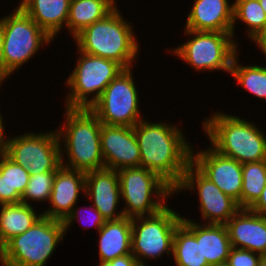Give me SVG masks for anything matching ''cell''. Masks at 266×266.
<instances>
[{
    "instance_id": "d4e9b609",
    "label": "cell",
    "mask_w": 266,
    "mask_h": 266,
    "mask_svg": "<svg viewBox=\"0 0 266 266\" xmlns=\"http://www.w3.org/2000/svg\"><path fill=\"white\" fill-rule=\"evenodd\" d=\"M31 174L0 152V205L21 202Z\"/></svg>"
},
{
    "instance_id": "4dcf8cb0",
    "label": "cell",
    "mask_w": 266,
    "mask_h": 266,
    "mask_svg": "<svg viewBox=\"0 0 266 266\" xmlns=\"http://www.w3.org/2000/svg\"><path fill=\"white\" fill-rule=\"evenodd\" d=\"M263 256L250 250L232 247L227 258L229 266H258Z\"/></svg>"
},
{
    "instance_id": "ba28073f",
    "label": "cell",
    "mask_w": 266,
    "mask_h": 266,
    "mask_svg": "<svg viewBox=\"0 0 266 266\" xmlns=\"http://www.w3.org/2000/svg\"><path fill=\"white\" fill-rule=\"evenodd\" d=\"M77 52L80 55L79 59L66 81L69 91L65 108L88 109L100 98L107 85L124 68L111 59L83 53L79 50ZM92 93L95 95L88 98Z\"/></svg>"
},
{
    "instance_id": "5b68a950",
    "label": "cell",
    "mask_w": 266,
    "mask_h": 266,
    "mask_svg": "<svg viewBox=\"0 0 266 266\" xmlns=\"http://www.w3.org/2000/svg\"><path fill=\"white\" fill-rule=\"evenodd\" d=\"M66 235L63 221L42 216L0 249L2 266H45Z\"/></svg>"
},
{
    "instance_id": "6da1fadb",
    "label": "cell",
    "mask_w": 266,
    "mask_h": 266,
    "mask_svg": "<svg viewBox=\"0 0 266 266\" xmlns=\"http://www.w3.org/2000/svg\"><path fill=\"white\" fill-rule=\"evenodd\" d=\"M177 127L144 119L133 127L140 149V167L157 173L174 190L191 163L192 151L190 142Z\"/></svg>"
},
{
    "instance_id": "484cf974",
    "label": "cell",
    "mask_w": 266,
    "mask_h": 266,
    "mask_svg": "<svg viewBox=\"0 0 266 266\" xmlns=\"http://www.w3.org/2000/svg\"><path fill=\"white\" fill-rule=\"evenodd\" d=\"M232 248L226 225L201 224V250L209 266L227 262Z\"/></svg>"
},
{
    "instance_id": "ffe728a7",
    "label": "cell",
    "mask_w": 266,
    "mask_h": 266,
    "mask_svg": "<svg viewBox=\"0 0 266 266\" xmlns=\"http://www.w3.org/2000/svg\"><path fill=\"white\" fill-rule=\"evenodd\" d=\"M172 255L176 266H209L201 250V222L182 216L176 228Z\"/></svg>"
},
{
    "instance_id": "44dd1931",
    "label": "cell",
    "mask_w": 266,
    "mask_h": 266,
    "mask_svg": "<svg viewBox=\"0 0 266 266\" xmlns=\"http://www.w3.org/2000/svg\"><path fill=\"white\" fill-rule=\"evenodd\" d=\"M19 7L52 39L66 26L70 0H21Z\"/></svg>"
},
{
    "instance_id": "8d00e7d4",
    "label": "cell",
    "mask_w": 266,
    "mask_h": 266,
    "mask_svg": "<svg viewBox=\"0 0 266 266\" xmlns=\"http://www.w3.org/2000/svg\"><path fill=\"white\" fill-rule=\"evenodd\" d=\"M3 115H1V112H0V152H4L5 151V147H6V144H7V141H8V138L6 136H4L5 132H4V122H3ZM6 137V138H5Z\"/></svg>"
},
{
    "instance_id": "f1b7e54d",
    "label": "cell",
    "mask_w": 266,
    "mask_h": 266,
    "mask_svg": "<svg viewBox=\"0 0 266 266\" xmlns=\"http://www.w3.org/2000/svg\"><path fill=\"white\" fill-rule=\"evenodd\" d=\"M237 54L234 56L230 73L235 80L259 99H266V67L258 65H241Z\"/></svg>"
},
{
    "instance_id": "603a6c76",
    "label": "cell",
    "mask_w": 266,
    "mask_h": 266,
    "mask_svg": "<svg viewBox=\"0 0 266 266\" xmlns=\"http://www.w3.org/2000/svg\"><path fill=\"white\" fill-rule=\"evenodd\" d=\"M25 203L0 205V249L13 237L26 232L43 215Z\"/></svg>"
},
{
    "instance_id": "3957f363",
    "label": "cell",
    "mask_w": 266,
    "mask_h": 266,
    "mask_svg": "<svg viewBox=\"0 0 266 266\" xmlns=\"http://www.w3.org/2000/svg\"><path fill=\"white\" fill-rule=\"evenodd\" d=\"M202 128L219 154L245 164L266 160V136L253 122L214 112Z\"/></svg>"
},
{
    "instance_id": "ac0fdd59",
    "label": "cell",
    "mask_w": 266,
    "mask_h": 266,
    "mask_svg": "<svg viewBox=\"0 0 266 266\" xmlns=\"http://www.w3.org/2000/svg\"><path fill=\"white\" fill-rule=\"evenodd\" d=\"M225 225L232 247L266 256V216L240 209Z\"/></svg>"
},
{
    "instance_id": "9c48e42d",
    "label": "cell",
    "mask_w": 266,
    "mask_h": 266,
    "mask_svg": "<svg viewBox=\"0 0 266 266\" xmlns=\"http://www.w3.org/2000/svg\"><path fill=\"white\" fill-rule=\"evenodd\" d=\"M184 34L191 38L172 49L175 56L196 71L224 70L230 74L233 58L238 54V43L233 40L232 32L184 29Z\"/></svg>"
},
{
    "instance_id": "ab89813d",
    "label": "cell",
    "mask_w": 266,
    "mask_h": 266,
    "mask_svg": "<svg viewBox=\"0 0 266 266\" xmlns=\"http://www.w3.org/2000/svg\"><path fill=\"white\" fill-rule=\"evenodd\" d=\"M212 266H229V264L227 262H223V263H218V264L212 265Z\"/></svg>"
},
{
    "instance_id": "836d02e7",
    "label": "cell",
    "mask_w": 266,
    "mask_h": 266,
    "mask_svg": "<svg viewBox=\"0 0 266 266\" xmlns=\"http://www.w3.org/2000/svg\"><path fill=\"white\" fill-rule=\"evenodd\" d=\"M3 43H4V38H3V31L2 27L0 25V84H3L4 80L10 77L12 73L7 69L4 56H3Z\"/></svg>"
},
{
    "instance_id": "5bb4252c",
    "label": "cell",
    "mask_w": 266,
    "mask_h": 266,
    "mask_svg": "<svg viewBox=\"0 0 266 266\" xmlns=\"http://www.w3.org/2000/svg\"><path fill=\"white\" fill-rule=\"evenodd\" d=\"M194 152L192 148L191 163L241 208L242 163L219 154L211 146Z\"/></svg>"
},
{
    "instance_id": "d590c367",
    "label": "cell",
    "mask_w": 266,
    "mask_h": 266,
    "mask_svg": "<svg viewBox=\"0 0 266 266\" xmlns=\"http://www.w3.org/2000/svg\"><path fill=\"white\" fill-rule=\"evenodd\" d=\"M253 42L258 45V48H260L266 56V25Z\"/></svg>"
},
{
    "instance_id": "83f0119b",
    "label": "cell",
    "mask_w": 266,
    "mask_h": 266,
    "mask_svg": "<svg viewBox=\"0 0 266 266\" xmlns=\"http://www.w3.org/2000/svg\"><path fill=\"white\" fill-rule=\"evenodd\" d=\"M233 9V30L232 36L234 38V29L236 20L245 23L248 27L246 36L250 40H254L258 34L264 29L266 25V13L261 7L258 0H234Z\"/></svg>"
},
{
    "instance_id": "7402d4cb",
    "label": "cell",
    "mask_w": 266,
    "mask_h": 266,
    "mask_svg": "<svg viewBox=\"0 0 266 266\" xmlns=\"http://www.w3.org/2000/svg\"><path fill=\"white\" fill-rule=\"evenodd\" d=\"M99 260L112 261L131 253V218L106 221L98 231Z\"/></svg>"
},
{
    "instance_id": "e0dca14e",
    "label": "cell",
    "mask_w": 266,
    "mask_h": 266,
    "mask_svg": "<svg viewBox=\"0 0 266 266\" xmlns=\"http://www.w3.org/2000/svg\"><path fill=\"white\" fill-rule=\"evenodd\" d=\"M86 172L61 166L55 174L50 194V206L42 215L64 221L76 205L80 192H85Z\"/></svg>"
},
{
    "instance_id": "d6986e66",
    "label": "cell",
    "mask_w": 266,
    "mask_h": 266,
    "mask_svg": "<svg viewBox=\"0 0 266 266\" xmlns=\"http://www.w3.org/2000/svg\"><path fill=\"white\" fill-rule=\"evenodd\" d=\"M184 29L232 32L234 4L229 0H194Z\"/></svg>"
},
{
    "instance_id": "f35d334b",
    "label": "cell",
    "mask_w": 266,
    "mask_h": 266,
    "mask_svg": "<svg viewBox=\"0 0 266 266\" xmlns=\"http://www.w3.org/2000/svg\"><path fill=\"white\" fill-rule=\"evenodd\" d=\"M261 7L263 8V10L265 11L266 13V0H258Z\"/></svg>"
},
{
    "instance_id": "9a60e30c",
    "label": "cell",
    "mask_w": 266,
    "mask_h": 266,
    "mask_svg": "<svg viewBox=\"0 0 266 266\" xmlns=\"http://www.w3.org/2000/svg\"><path fill=\"white\" fill-rule=\"evenodd\" d=\"M100 144L105 168L118 171L140 167V149L133 127L102 124Z\"/></svg>"
},
{
    "instance_id": "7c38bea8",
    "label": "cell",
    "mask_w": 266,
    "mask_h": 266,
    "mask_svg": "<svg viewBox=\"0 0 266 266\" xmlns=\"http://www.w3.org/2000/svg\"><path fill=\"white\" fill-rule=\"evenodd\" d=\"M56 130L8 137L4 153L31 175L56 172L62 166L61 147Z\"/></svg>"
},
{
    "instance_id": "e575fe53",
    "label": "cell",
    "mask_w": 266,
    "mask_h": 266,
    "mask_svg": "<svg viewBox=\"0 0 266 266\" xmlns=\"http://www.w3.org/2000/svg\"><path fill=\"white\" fill-rule=\"evenodd\" d=\"M250 211L266 216V185L258 200L249 208Z\"/></svg>"
},
{
    "instance_id": "cb8c5ba5",
    "label": "cell",
    "mask_w": 266,
    "mask_h": 266,
    "mask_svg": "<svg viewBox=\"0 0 266 266\" xmlns=\"http://www.w3.org/2000/svg\"><path fill=\"white\" fill-rule=\"evenodd\" d=\"M116 0H70L66 27L74 38L83 29L104 19L116 7Z\"/></svg>"
},
{
    "instance_id": "52a82bcc",
    "label": "cell",
    "mask_w": 266,
    "mask_h": 266,
    "mask_svg": "<svg viewBox=\"0 0 266 266\" xmlns=\"http://www.w3.org/2000/svg\"><path fill=\"white\" fill-rule=\"evenodd\" d=\"M181 223L182 216L168 206L153 215L131 218V253L139 266H147L146 259L172 255L174 234Z\"/></svg>"
},
{
    "instance_id": "4fadbf2b",
    "label": "cell",
    "mask_w": 266,
    "mask_h": 266,
    "mask_svg": "<svg viewBox=\"0 0 266 266\" xmlns=\"http://www.w3.org/2000/svg\"><path fill=\"white\" fill-rule=\"evenodd\" d=\"M185 189L198 191L201 217L206 224L225 225L241 209L236 200L223 193L192 163L187 166L183 179L174 193Z\"/></svg>"
},
{
    "instance_id": "2e32d148",
    "label": "cell",
    "mask_w": 266,
    "mask_h": 266,
    "mask_svg": "<svg viewBox=\"0 0 266 266\" xmlns=\"http://www.w3.org/2000/svg\"><path fill=\"white\" fill-rule=\"evenodd\" d=\"M85 195L106 221L124 217L123 211L117 213L121 193L118 172L103 168L86 172Z\"/></svg>"
},
{
    "instance_id": "30bf717a",
    "label": "cell",
    "mask_w": 266,
    "mask_h": 266,
    "mask_svg": "<svg viewBox=\"0 0 266 266\" xmlns=\"http://www.w3.org/2000/svg\"><path fill=\"white\" fill-rule=\"evenodd\" d=\"M17 8V9H16ZM0 19L3 31V56L7 69L14 73L52 39L19 6Z\"/></svg>"
},
{
    "instance_id": "74e56055",
    "label": "cell",
    "mask_w": 266,
    "mask_h": 266,
    "mask_svg": "<svg viewBox=\"0 0 266 266\" xmlns=\"http://www.w3.org/2000/svg\"><path fill=\"white\" fill-rule=\"evenodd\" d=\"M258 266H266V256H263L261 260L259 261Z\"/></svg>"
},
{
    "instance_id": "277c9868",
    "label": "cell",
    "mask_w": 266,
    "mask_h": 266,
    "mask_svg": "<svg viewBox=\"0 0 266 266\" xmlns=\"http://www.w3.org/2000/svg\"><path fill=\"white\" fill-rule=\"evenodd\" d=\"M77 50L111 59L124 69L132 68L139 53V42L132 25L116 7L104 19L83 29L74 38Z\"/></svg>"
},
{
    "instance_id": "f546056e",
    "label": "cell",
    "mask_w": 266,
    "mask_h": 266,
    "mask_svg": "<svg viewBox=\"0 0 266 266\" xmlns=\"http://www.w3.org/2000/svg\"><path fill=\"white\" fill-rule=\"evenodd\" d=\"M56 172H44L31 175L21 202L31 205L29 201H49Z\"/></svg>"
},
{
    "instance_id": "1f68e13d",
    "label": "cell",
    "mask_w": 266,
    "mask_h": 266,
    "mask_svg": "<svg viewBox=\"0 0 266 266\" xmlns=\"http://www.w3.org/2000/svg\"><path fill=\"white\" fill-rule=\"evenodd\" d=\"M91 207V215H88L90 219V225L93 226L94 228L97 229V231L100 230V228L104 225V223L106 222V220L102 217V215L99 213V211L93 206L90 205ZM76 206L73 207L72 212L66 217V219L63 221L64 223V227H65V232L67 233V229L70 228L71 224L74 222V220L78 219L79 217H81L80 215V209L75 208ZM86 211V210H85ZM87 212V211H86ZM85 213V212H84ZM90 214V209L89 212H87ZM80 214V215H79ZM92 223V224H91ZM88 224V223H87ZM89 226V224H88ZM86 226V227H88Z\"/></svg>"
},
{
    "instance_id": "4316f807",
    "label": "cell",
    "mask_w": 266,
    "mask_h": 266,
    "mask_svg": "<svg viewBox=\"0 0 266 266\" xmlns=\"http://www.w3.org/2000/svg\"><path fill=\"white\" fill-rule=\"evenodd\" d=\"M266 185V160L242 164L241 209H249Z\"/></svg>"
},
{
    "instance_id": "d6a6232c",
    "label": "cell",
    "mask_w": 266,
    "mask_h": 266,
    "mask_svg": "<svg viewBox=\"0 0 266 266\" xmlns=\"http://www.w3.org/2000/svg\"><path fill=\"white\" fill-rule=\"evenodd\" d=\"M98 266H139V264L133 254H128L112 261H99Z\"/></svg>"
},
{
    "instance_id": "7a4b0ae2",
    "label": "cell",
    "mask_w": 266,
    "mask_h": 266,
    "mask_svg": "<svg viewBox=\"0 0 266 266\" xmlns=\"http://www.w3.org/2000/svg\"><path fill=\"white\" fill-rule=\"evenodd\" d=\"M64 115L65 123L56 129L60 144H64L60 146L64 148L61 149L62 166L84 172L105 168L99 118L89 108H66ZM63 153H66L65 158ZM64 159L69 163L66 160L65 164Z\"/></svg>"
},
{
    "instance_id": "8fae6325",
    "label": "cell",
    "mask_w": 266,
    "mask_h": 266,
    "mask_svg": "<svg viewBox=\"0 0 266 266\" xmlns=\"http://www.w3.org/2000/svg\"><path fill=\"white\" fill-rule=\"evenodd\" d=\"M131 68L122 70L89 108L102 124L134 127L144 117Z\"/></svg>"
},
{
    "instance_id": "8992f818",
    "label": "cell",
    "mask_w": 266,
    "mask_h": 266,
    "mask_svg": "<svg viewBox=\"0 0 266 266\" xmlns=\"http://www.w3.org/2000/svg\"><path fill=\"white\" fill-rule=\"evenodd\" d=\"M117 172L121 199L126 204L122 211L128 218L159 212L167 206L166 199L174 193V189L165 180L146 168H122Z\"/></svg>"
}]
</instances>
